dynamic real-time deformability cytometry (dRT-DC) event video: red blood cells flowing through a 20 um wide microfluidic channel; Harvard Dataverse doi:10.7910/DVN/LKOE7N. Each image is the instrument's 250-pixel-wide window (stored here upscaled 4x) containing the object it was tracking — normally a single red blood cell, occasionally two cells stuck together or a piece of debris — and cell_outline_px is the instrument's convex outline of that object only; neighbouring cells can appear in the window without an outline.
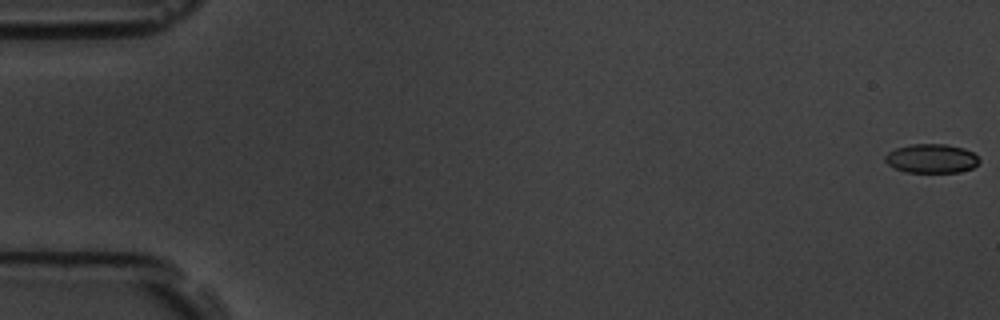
{"species": "common noctule bat (a hibernating species)", "species_latin": "Nyctalus noctula", "temperature_condition": "room temperature", "stored_images_in_passage": 6, "camera_frame_rate_fps": 3000, "um_per_image_px": 0.085, "animal": {"sex": "male", "body_mass_g": 19.5, "forearm_length_mm": 54.6}, "frame": {"image": 1, "passage_image": 1, "time_ms": 0.0, "image_size_px": [1000, 320], "cell_outline_px": [[980, 160], [972, 168], [960, 172], [904, 172], [888, 164], [884, 160], [884, 156], [888, 152], [896, 148], [912, 144], [944, 144], [964, 148], [972, 152]], "centroid_in_image_um": [79.16, 13.47], "position_along_channel_um": 5.8, "area_um2": 15.84}}
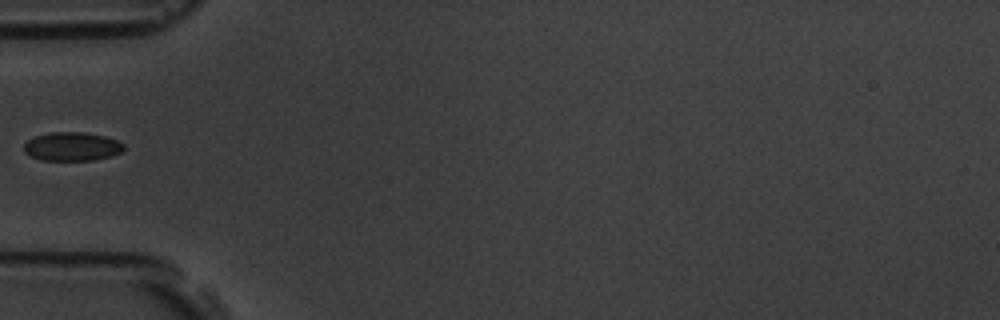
{"frame": {"image": 2, "passage_image": 5, "time_ms": 6.333, "image_size_px": [1000, 320], "cell_outline_px": [[124, 148], [120, 152], [112, 156], [96, 160], [40, 160], [24, 152], [24, 144], [28, 140], [36, 136], [52, 132], [84, 132], [104, 136], [116, 140], [124, 144]], "centroid_in_image_um": [6.13, 12.46], "position_along_channel_um": 78.9, "area_um2": 16.65}}
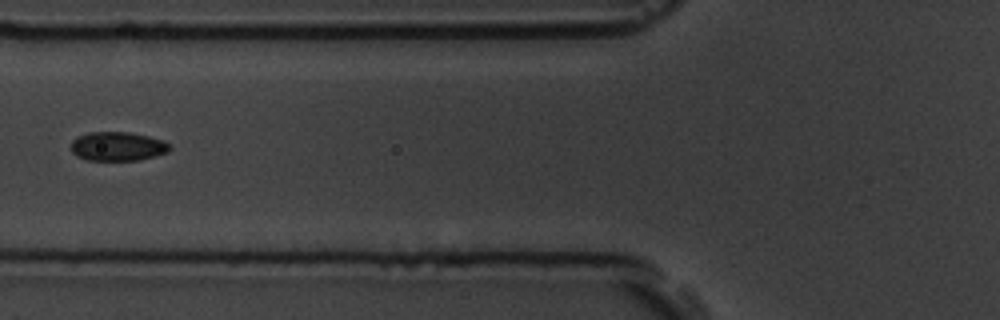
{"frame": {"image": 3, "passage_image": 6, "time_ms": 7.333, "image_size_px": [1000, 320], "cell_outline_px": [[172, 148], [168, 152], [156, 156], [140, 160], [88, 160], [76, 156], [72, 152], [72, 140], [76, 136], [88, 132], [128, 132], [148, 136], [164, 140]], "centroid_in_image_um": [10.0, 12.44], "position_along_channel_um": 115.8, "area_um2": 16.82}}